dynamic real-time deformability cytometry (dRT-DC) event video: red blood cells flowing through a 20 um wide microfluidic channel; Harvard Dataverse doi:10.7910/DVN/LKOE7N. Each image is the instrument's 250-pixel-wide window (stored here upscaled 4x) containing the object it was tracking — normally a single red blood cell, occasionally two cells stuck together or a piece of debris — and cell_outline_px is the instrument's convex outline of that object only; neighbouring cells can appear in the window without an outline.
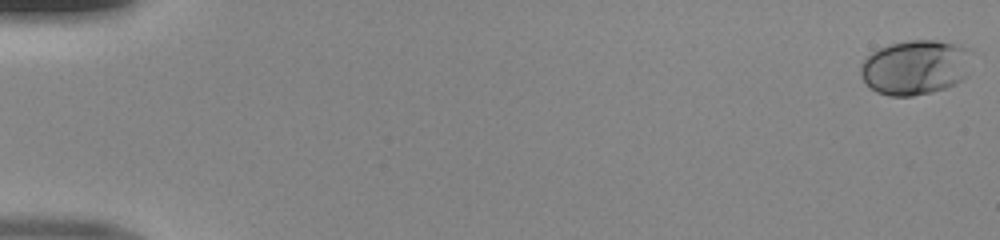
{"species": "human", "species_latin": "Homo sapiens", "temperature_condition": "room temperature", "stored_images_in_passage": 50, "camera_frame_rate_fps": 3000, "um_per_image_px": 0.085, "donor": {"sex": "male"}, "frame": {"image": 1, "passage_image": 1, "time_ms": 0.0, "image_size_px": [1000, 240], "cell_outline_px": [[972, 52], [968, 76], [956, 84], [932, 92], [912, 96], [888, 96], [876, 92], [860, 76], [860, 64], [872, 52], [880, 48], [892, 44], [908, 40], [936, 40], [972, 48]], "centroid_in_image_um": [77.84, 5.72], "position_along_channel_um": 7.2, "area_um2": 35.84}}
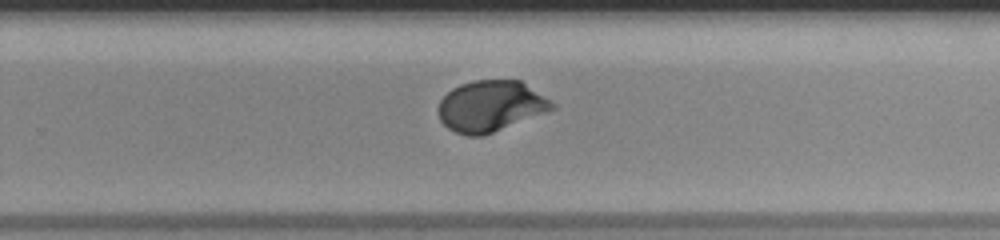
{"frame": {"image": 2, "passage_image": 34, "time_ms": 11.0, "image_size_px": [1000, 240], "cell_outline_px": [[556, 108], [492, 132], [480, 136], [468, 136], [456, 132], [448, 128], [440, 120], [436, 108], [440, 100], [452, 88], [460, 84], [472, 80], [520, 80], [556, 104]], "centroid_in_image_um": [41.66, 9.01], "position_along_channel_um": 288.1, "area_um2": 33.58}}
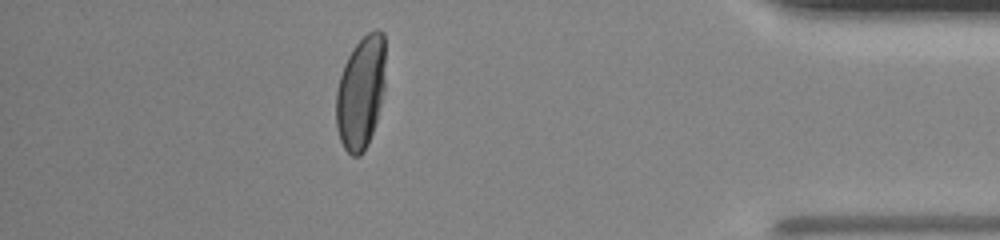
{"frame": {"image": 3, "passage_image": 45, "time_ms": 14.667, "image_size_px": [1000, 240], "cell_outline_px": [[384, 92], [376, 120], [368, 144], [364, 152], [360, 156], [352, 156], [344, 148], [340, 140], [336, 128], [336, 92], [340, 76], [344, 64], [352, 48], [368, 32], [376, 28], [384, 32]], "centroid_in_image_um": [30.66, 7.87], "position_along_channel_um": 404.5, "area_um2": 32.54}}